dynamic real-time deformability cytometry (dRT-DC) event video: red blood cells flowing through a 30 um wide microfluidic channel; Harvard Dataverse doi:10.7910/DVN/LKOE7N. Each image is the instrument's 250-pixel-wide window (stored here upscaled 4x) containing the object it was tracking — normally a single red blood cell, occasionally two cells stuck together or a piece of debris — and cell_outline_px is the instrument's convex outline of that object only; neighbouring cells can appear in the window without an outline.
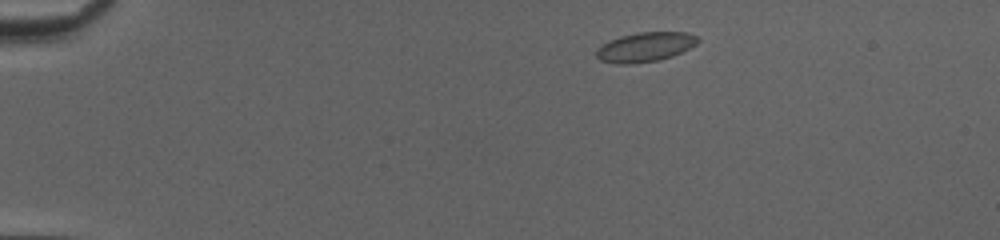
{"species": "common noctule bat (a hibernating species)", "species_latin": "Nyctalus noctula", "temperature_condition": "cold", "stored_images_in_passage": 11, "camera_frame_rate_fps": 3000, "um_per_image_px": 0.085, "animal": {"sex": "female", "body_mass_g": 20.0, "forearm_length_mm": 54.0}, "frame": {"image": 1, "passage_image": 4, "time_ms": 1.0, "image_size_px": [1000, 240], "cell_outline_px": [[700, 40], [696, 44], [672, 56], [660, 60], [632, 64], [616, 64], [600, 60], [596, 56], [596, 48], [608, 40], [620, 36], [636, 32], [688, 32], [700, 36]], "centroid_in_image_um": [54.83, 3.99], "position_along_channel_um": 30.2, "area_um2": 17.69}}